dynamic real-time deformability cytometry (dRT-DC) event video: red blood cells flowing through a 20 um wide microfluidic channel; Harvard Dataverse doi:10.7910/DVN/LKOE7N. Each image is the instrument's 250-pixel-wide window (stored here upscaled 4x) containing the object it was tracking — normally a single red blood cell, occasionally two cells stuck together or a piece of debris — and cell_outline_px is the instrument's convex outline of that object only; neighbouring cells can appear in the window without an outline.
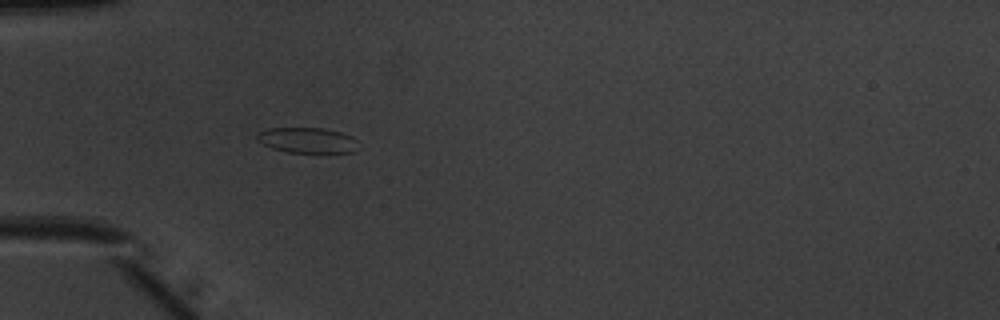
{"species": "common noctule bat (a hibernating species)", "species_latin": "Nyctalus noctula", "temperature_condition": "warm", "stored_images_in_passage": 36, "camera_frame_rate_fps": 3000, "um_per_image_px": 0.085, "animal": {"sex": "male", "body_mass_g": 20.1, "forearm_length_mm": 53.5}, "frame": {"image": 1, "passage_image": 1, "time_ms": 0.0, "image_size_px": [1000, 320], "cell_outline_px": [[356, 140], [352, 152], [288, 152], [272, 148], [256, 140], [256, 132], [268, 128], [324, 128], [340, 132], [352, 136]], "centroid_in_image_um": [26.04, 11.9], "position_along_channel_um": 59.0, "area_um2": 14.8}}
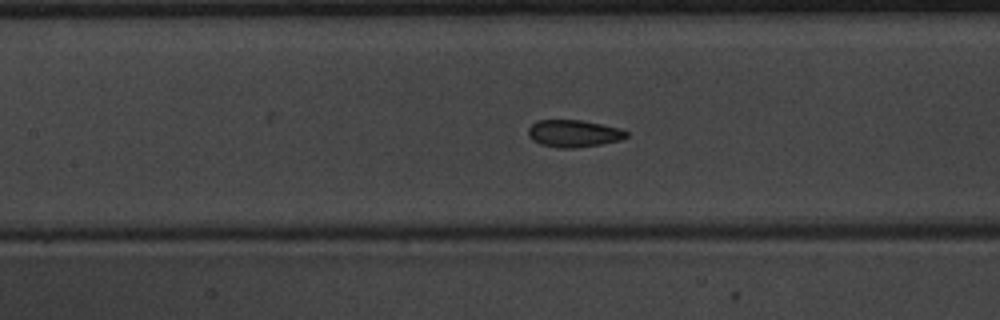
{"frame": {"image": 2, "passage_image": 9, "time_ms": 2.667, "image_size_px": [1000, 320], "cell_outline_px": [[628, 136], [620, 140], [600, 144], [576, 148], [560, 148], [540, 144], [532, 140], [528, 136], [528, 128], [536, 120], [580, 120], [620, 128], [628, 132]], "centroid_in_image_um": [48.74, 11.35], "position_along_channel_um": 158.7, "area_um2": 15.55}}
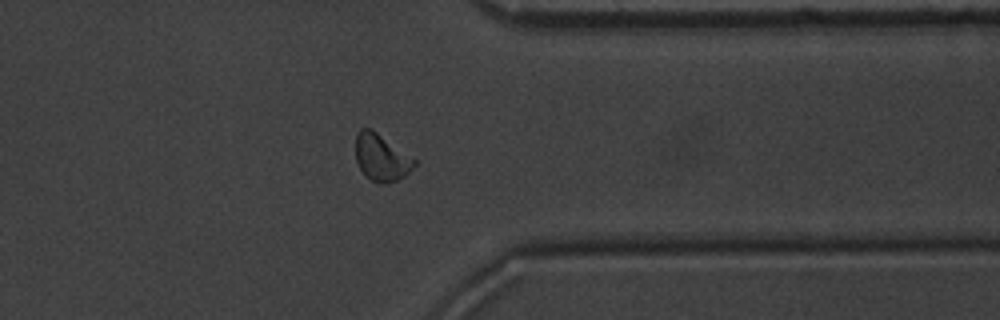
{"frame": {"image": 3, "passage_image": 26, "time_ms": 8.333, "image_size_px": [1000, 320], "cell_outline_px": [[416, 164], [404, 176], [388, 184], [380, 184], [372, 180], [360, 168], [356, 160], [356, 132], [360, 128], [372, 128], [416, 160]], "centroid_in_image_um": [32.4, 13.37], "position_along_channel_um": 379.0, "area_um2": 15.9}, "authors_computed_cell_mechanics": {"area_um2": 15.4037, "velocity_mm_per_s": 3.9579, "shape_relaxation_time_tau1_ms": 4.1077, "shape_relaxation_time_tau2_ms": 1.0696, "deformation_change_tau1": 0.106, "deformation_change_tau2": 0.0644}}